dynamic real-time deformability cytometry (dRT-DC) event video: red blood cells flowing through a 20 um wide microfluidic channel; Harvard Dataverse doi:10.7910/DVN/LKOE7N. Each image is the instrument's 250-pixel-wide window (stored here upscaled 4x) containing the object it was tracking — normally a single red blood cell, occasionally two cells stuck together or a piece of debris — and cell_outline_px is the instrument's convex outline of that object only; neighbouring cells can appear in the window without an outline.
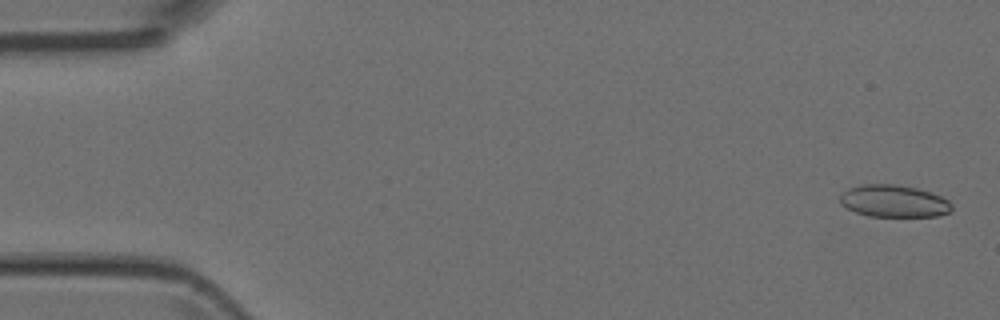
{"species": "Egyptian fruit bat (a non-hibernating species)", "species_latin": "Rousettus aegyptiacus", "temperature_condition": "room temperature", "stored_images_in_passage": 51, "segment_of_instrument_passage": [1, 2], "camera_frame_rate_fps": 3000, "um_per_image_px": 0.085, "animal": {"sex": "female"}, "frame": {"image": 1, "passage_image": 2, "time_ms": 0.333, "image_size_px": [1000, 320], "cell_outline_px": [[952, 208], [948, 212], [936, 216], [868, 216], [856, 212], [840, 204], [840, 196], [848, 188], [860, 184], [892, 184], [916, 188], [932, 192], [948, 200], [952, 204]], "centroid_in_image_um": [75.96, 17.09], "position_along_channel_um": 9.0, "area_um2": 20.87}}
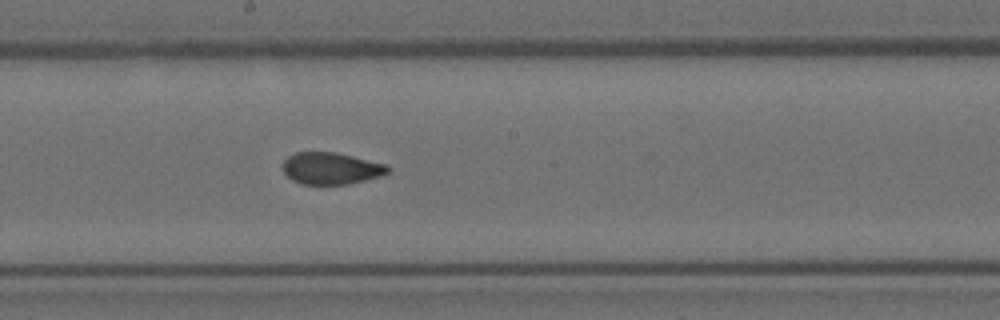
{"frame": {"image": 2, "passage_image": 27, "time_ms": 8.667, "image_size_px": [1000, 320], "cell_outline_px": [[392, 168], [388, 172], [380, 176], [348, 184], [300, 184], [292, 180], [280, 168], [284, 160], [288, 156], [296, 152], [336, 152], [388, 164]], "centroid_in_image_um": [28.13, 14.3], "position_along_channel_um": 220.1, "area_um2": 19.71}}
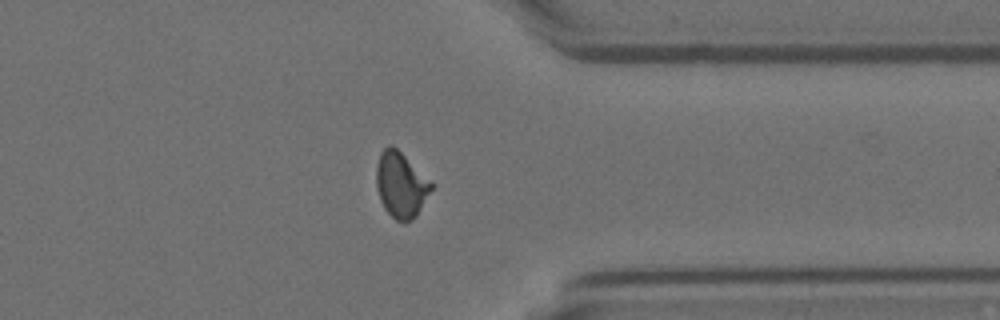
{"frame": {"image": 3, "passage_image": 39, "time_ms": 12.667, "image_size_px": [1000, 320], "cell_outline_px": [[436, 184], [416, 216], [412, 220], [396, 220], [384, 208], [380, 200], [376, 184], [376, 164], [380, 152], [388, 144], [396, 148], [432, 180]], "centroid_in_image_um": [34.1, 15.68], "position_along_channel_um": 377.3, "area_um2": 21.15}}